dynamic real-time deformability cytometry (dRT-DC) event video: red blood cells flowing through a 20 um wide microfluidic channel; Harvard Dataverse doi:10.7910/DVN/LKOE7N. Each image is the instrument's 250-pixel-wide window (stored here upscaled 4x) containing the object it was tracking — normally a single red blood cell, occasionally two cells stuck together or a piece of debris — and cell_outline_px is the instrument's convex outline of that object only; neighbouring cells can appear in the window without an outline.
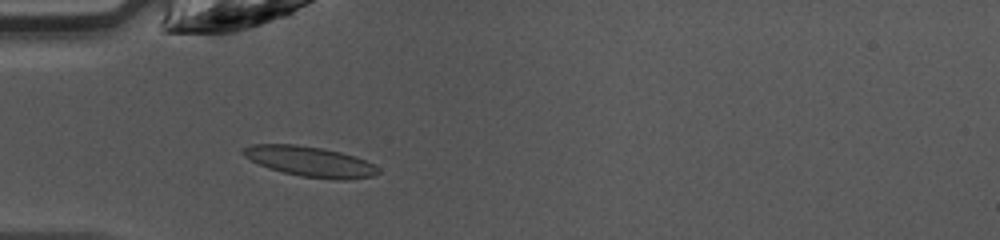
{"species": "common noctule bat (a hibernating species)", "species_latin": "Nyctalus noctula", "temperature_condition": "warm", "stored_images_in_passage": 34, "camera_frame_rate_fps": 3000, "um_per_image_px": 0.085, "animal": {"sex": "female", "body_mass_g": 10.0, "forearm_length_mm": 53.1}, "frame": {"image": 1, "passage_image": 5, "time_ms": 1.333, "image_size_px": [1000, 240], "cell_outline_px": [[380, 172], [372, 176], [348, 180], [336, 180], [300, 176], [268, 168], [244, 156], [240, 152], [244, 148], [252, 144], [296, 144], [320, 148], [340, 152], [356, 156], [380, 168]], "centroid_in_image_um": [26.37, 13.73], "position_along_channel_um": 58.6, "area_um2": 23.7}}
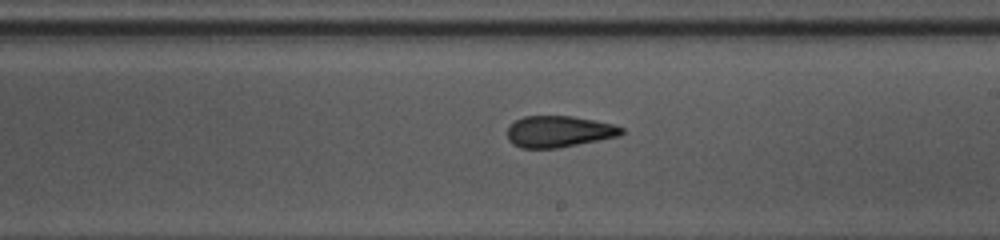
{"frame": {"image": 2, "passage_image": 18, "time_ms": 5.667, "image_size_px": [1000, 240], "cell_outline_px": [[624, 132], [620, 136], [556, 148], [520, 148], [512, 144], [508, 140], [508, 128], [516, 120], [524, 116], [572, 116], [596, 120], [612, 124], [624, 128]], "centroid_in_image_um": [47.51, 11.18], "position_along_channel_um": 241.5, "area_um2": 20.87}}
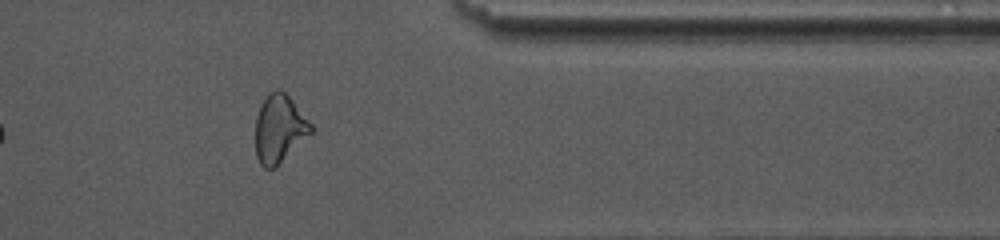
{"frame": {"image": 3, "passage_image": 29, "time_ms": 9.333, "image_size_px": [1000, 240], "cell_outline_px": [[312, 132], [272, 168], [264, 168], [260, 164], [256, 156], [256, 116], [260, 104], [276, 88], [280, 88], [292, 100], [312, 124]], "centroid_in_image_um": [23.72, 10.91], "position_along_channel_um": 387.7, "area_um2": 21.33}, "authors_computed_cell_mechanics": {"area_um2": 21.5883, "velocity_mm_per_s": 4.2778, "shape_relaxation_time_tau1_ms": null, "shape_relaxation_time_tau2_ms": 1.8274, "deformation_change_tau1": null, "deformation_change_tau2": 0.1002}}